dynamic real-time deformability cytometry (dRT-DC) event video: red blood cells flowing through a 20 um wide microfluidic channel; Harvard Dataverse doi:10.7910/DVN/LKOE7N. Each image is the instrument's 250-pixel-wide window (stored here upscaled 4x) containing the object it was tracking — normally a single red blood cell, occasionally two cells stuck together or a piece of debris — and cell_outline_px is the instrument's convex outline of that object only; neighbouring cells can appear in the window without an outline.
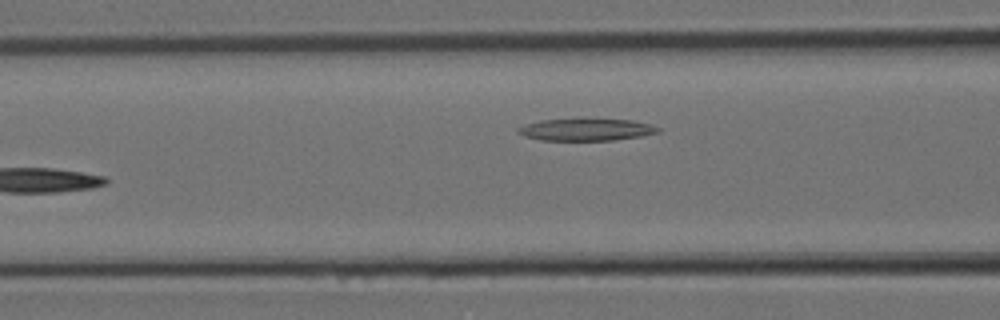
{"species": "Egyptian fruit bat (a non-hibernating species)", "species_latin": "Rousettus aegyptiacus", "temperature_condition": "room temperature", "stored_images_in_passage": 10, "segment_of_instrument_passage": [2, 2], "camera_frame_rate_fps": 3000, "um_per_image_px": 0.085, "animal": {"sex": "female"}, "frame": {"image": 1, "passage_image": 10, "time_ms": 3.0, "image_size_px": [1000, 320], "cell_outline_px": [[660, 132], [640, 136], [612, 140], [540, 140], [524, 136], [516, 132], [516, 128], [524, 124], [540, 120], [576, 116], [632, 120], [648, 124], [660, 128]], "centroid_in_image_um": [49.75, 10.97], "position_along_channel_um": 116.9, "area_um2": 18.96}}